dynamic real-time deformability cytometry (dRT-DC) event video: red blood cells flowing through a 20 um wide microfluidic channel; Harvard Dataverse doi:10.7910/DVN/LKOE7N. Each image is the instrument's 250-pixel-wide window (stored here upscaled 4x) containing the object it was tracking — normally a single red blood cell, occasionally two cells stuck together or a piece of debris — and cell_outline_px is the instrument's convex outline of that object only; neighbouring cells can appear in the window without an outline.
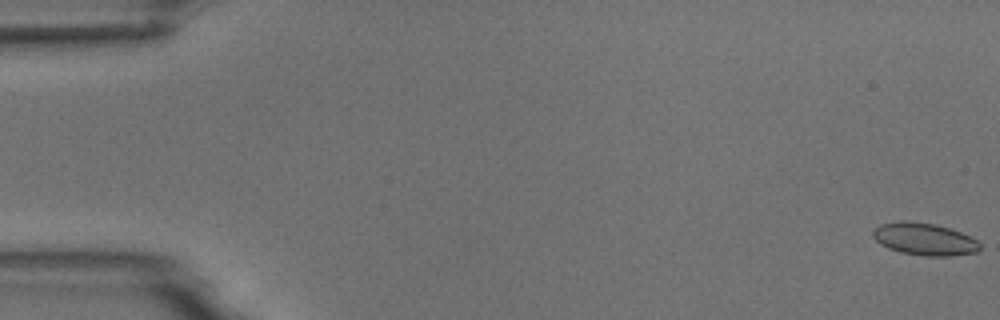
{"species": "common noctule bat (a hibernating species)", "species_latin": "Nyctalus noctula", "temperature_condition": "room temperature", "stored_images_in_passage": 9, "camera_frame_rate_fps": 3000, "um_per_image_px": 0.085, "animal": {"sex": "male", "body_mass_g": 18.8}, "frame": {"image": 1, "passage_image": 1, "time_ms": 0.0, "image_size_px": [1000, 320], "cell_outline_px": [[980, 248], [976, 252], [948, 256], [924, 256], [900, 252], [888, 248], [880, 244], [872, 236], [872, 232], [880, 224], [904, 220], [932, 224], [948, 228], [960, 232], [976, 240], [980, 244]], "centroid_in_image_um": [78.54, 20.33], "position_along_channel_um": 6.5, "area_um2": 19.88}}
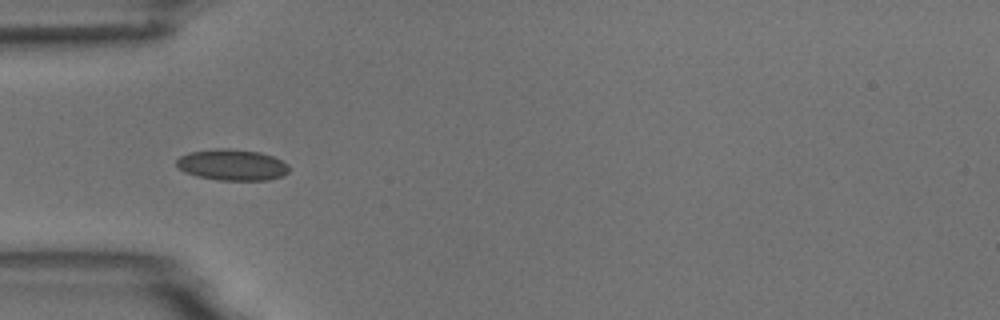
{"frame": {"image": 2, "passage_image": 6, "time_ms": 5.667, "image_size_px": [1000, 320], "cell_outline_px": [[288, 172], [284, 176], [268, 180], [220, 180], [196, 176], [184, 172], [176, 164], [176, 160], [180, 156], [188, 152], [216, 148], [228, 148], [260, 152], [272, 156], [288, 164]], "centroid_in_image_um": [19.72, 14.01], "position_along_channel_um": 65.3, "area_um2": 20.52}}